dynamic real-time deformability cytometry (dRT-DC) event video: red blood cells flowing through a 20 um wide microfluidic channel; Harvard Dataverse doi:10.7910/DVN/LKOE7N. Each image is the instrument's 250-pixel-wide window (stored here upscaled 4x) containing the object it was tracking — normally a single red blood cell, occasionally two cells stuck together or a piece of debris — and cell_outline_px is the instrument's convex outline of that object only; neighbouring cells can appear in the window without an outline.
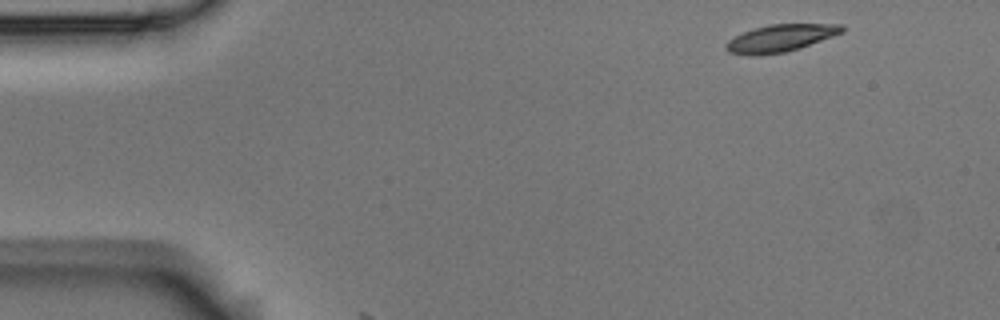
{"species": "Egyptian fruit bat (a non-hibernating species)", "species_latin": "Rousettus aegyptiacus", "temperature_condition": "room temperature", "stored_images_in_passage": 2, "camera_frame_rate_fps": 3000, "um_per_image_px": 0.085, "animal": {"sex": "male"}, "frame": {"image": 1, "passage_image": 1, "time_ms": 0.0, "image_size_px": [1000, 320], "cell_outline_px": [[844, 32], [800, 48], [784, 52], [752, 56], [728, 52], [724, 48], [724, 44], [728, 40], [752, 28], [768, 24], [844, 24]], "centroid_in_image_um": [66.32, 3.24], "position_along_channel_um": 18.7, "area_um2": 18.5}}